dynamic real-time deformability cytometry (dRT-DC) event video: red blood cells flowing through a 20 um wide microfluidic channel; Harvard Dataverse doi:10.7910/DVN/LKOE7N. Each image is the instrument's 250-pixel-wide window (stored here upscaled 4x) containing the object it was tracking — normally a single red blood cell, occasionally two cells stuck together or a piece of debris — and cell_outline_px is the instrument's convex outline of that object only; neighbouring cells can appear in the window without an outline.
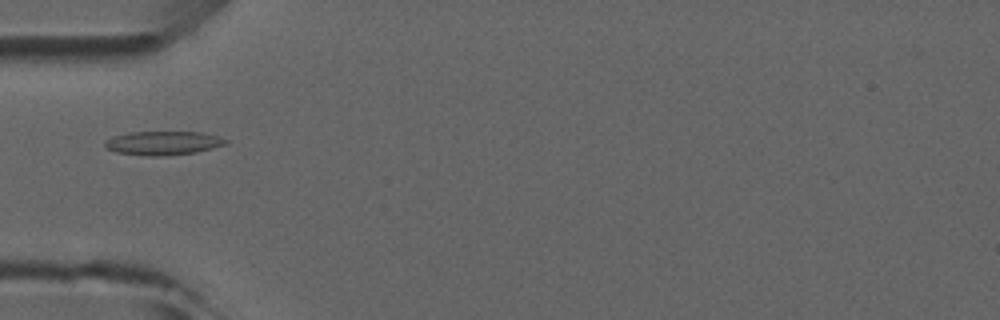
{"species": "common noctule bat (a hibernating species)", "species_latin": "Nyctalus noctula", "temperature_condition": "room temperature", "stored_images_in_passage": 1, "camera_frame_rate_fps": 3000, "um_per_image_px": 0.085, "animal": {"sex": "male", "forearm_length_mm": 52.5}, "frame": {"image": 1, "passage_image": 1, "time_ms": 0.0, "image_size_px": [1000, 320], "cell_outline_px": [[228, 140], [224, 144], [212, 148], [196, 152], [160, 156], [144, 156], [116, 152], [104, 148], [104, 144], [108, 140], [116, 136], [132, 132], [204, 132]], "centroid_in_image_um": [13.85, 12.16], "position_along_channel_um": 71.2, "area_um2": 16.53}}